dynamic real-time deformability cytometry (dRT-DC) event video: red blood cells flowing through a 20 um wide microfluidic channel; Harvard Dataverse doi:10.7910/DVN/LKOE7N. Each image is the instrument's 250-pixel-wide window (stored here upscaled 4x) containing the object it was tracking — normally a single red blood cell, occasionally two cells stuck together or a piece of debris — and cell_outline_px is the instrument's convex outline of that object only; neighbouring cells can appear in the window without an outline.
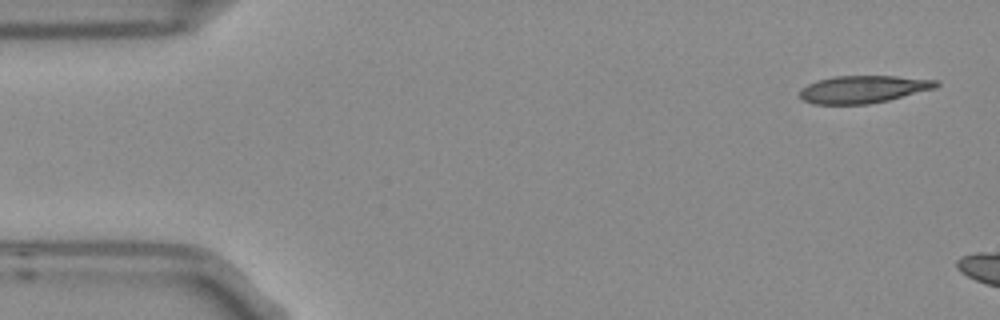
{"species": "Egyptian fruit bat (a non-hibernating species)", "species_latin": "Rousettus aegyptiacus", "temperature_condition": "room temperature", "stored_images_in_passage": 6, "segment_of_instrument_passage": [2, 2], "camera_frame_rate_fps": 3000, "um_per_image_px": 0.085, "frame": {"image": 1, "passage_image": 6, "time_ms": 1.667, "image_size_px": [1000, 320], "cell_outline_px": [[940, 84], [936, 88], [888, 100], [868, 104], [812, 104], [804, 100], [800, 96], [800, 88], [816, 80], [836, 76], [896, 76], [940, 80]], "centroid_in_image_um": [73.39, 7.58], "position_along_channel_um": 11.6, "area_um2": 21.91}}